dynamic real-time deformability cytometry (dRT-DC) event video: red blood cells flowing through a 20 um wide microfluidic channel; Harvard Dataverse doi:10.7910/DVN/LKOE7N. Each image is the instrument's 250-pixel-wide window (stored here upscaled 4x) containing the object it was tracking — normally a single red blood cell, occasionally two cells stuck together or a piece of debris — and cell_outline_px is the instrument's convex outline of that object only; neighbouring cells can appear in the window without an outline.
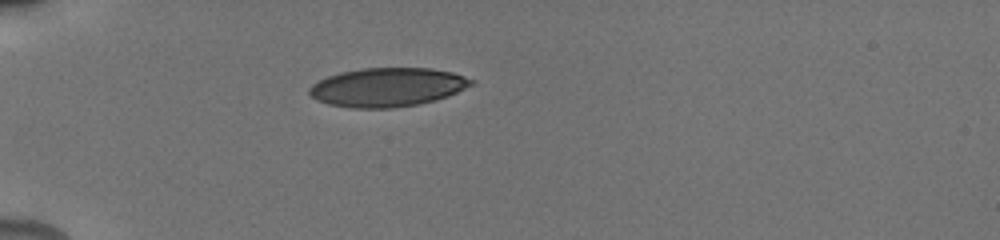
{"species": "human", "species_latin": "Homo sapiens", "temperature_condition": "cold", "stored_images_in_passage": 3, "camera_frame_rate_fps": 3000, "um_per_image_px": 0.085, "donor": {"sex": "male"}, "frame": {"image": 1, "passage_image": 1, "time_ms": 0.0, "image_size_px": [1000, 240], "cell_outline_px": [[476, 84], [448, 96], [436, 100], [416, 104], [392, 108], [352, 108], [328, 104], [316, 100], [308, 92], [308, 88], [312, 84], [328, 76], [340, 72], [364, 68], [432, 68], [452, 72], [476, 80]], "centroid_in_image_um": [32.96, 7.41], "position_along_channel_um": 52.0, "area_um2": 36.82}}